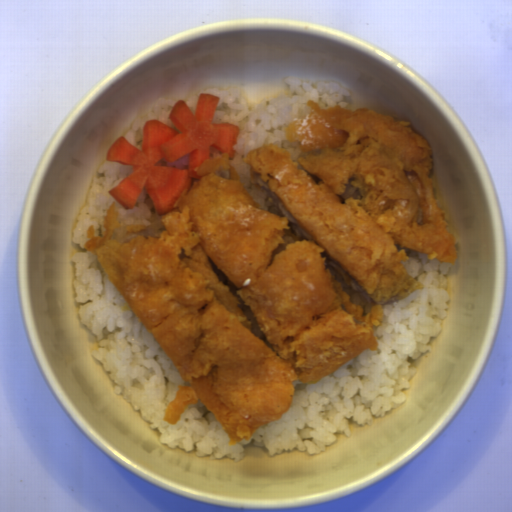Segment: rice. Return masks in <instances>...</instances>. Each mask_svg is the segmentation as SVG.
I'll return each instance as SVG.
<instances>
[{"label":"rice","instance_id":"1","mask_svg":"<svg viewBox=\"0 0 512 512\" xmlns=\"http://www.w3.org/2000/svg\"><path fill=\"white\" fill-rule=\"evenodd\" d=\"M104 176L95 177L84 205L72 228V242L85 252H75L74 287L78 314L82 323L92 332L99 344L91 354L108 373L112 392L121 395L132 410L139 411L148 428L160 432L159 444L184 452L195 450L199 457L209 460L228 457L234 464L243 459L252 440L264 447L269 458L295 450L310 456L320 455L337 440L334 434L351 437L348 419L357 426H372L373 419L385 417L387 411L397 409L407 401L402 390H409V382L418 372L407 360L419 359L423 353H432L427 344L442 331L441 320L448 316L451 296L446 291L445 277L452 264L437 258L428 260V253L405 249L408 260L402 261L409 275L423 284L411 294L383 308V320L374 328L378 347L363 350L358 356L341 365L336 371L317 383L291 382L295 395L287 413L281 418L258 427L249 441L228 445L230 439L214 413L202 404H190L180 414V421L169 424L164 420L168 403L173 402L179 385L191 386L183 380L179 370L164 352L153 334L138 321L132 307L106 275L98 261L84 246L87 230L94 225V235L103 237L107 210L114 202L119 212L120 228H114L111 239L127 243L138 233L126 235L127 226L147 225L141 234L160 237L165 225L158 215L145 186L133 209H126L109 194L133 172V165L106 161L97 170Z\"/></svg>","mask_w":512,"mask_h":512},{"label":"rice","instance_id":"2","mask_svg":"<svg viewBox=\"0 0 512 512\" xmlns=\"http://www.w3.org/2000/svg\"><path fill=\"white\" fill-rule=\"evenodd\" d=\"M284 83L289 86L287 95L281 93L258 103H247L238 84L222 86L220 89L205 87L185 100L195 117L200 93L220 97L212 123L230 122L239 127L236 145H233L236 153L231 158L230 165L235 167L244 187L259 203L260 209L281 218L287 217L278 209L275 195L265 188H256L250 177L251 164L246 163L243 158L252 150L263 146V143H274L279 148H286L293 162L298 158H307L309 151L304 152L299 142H289L285 133L287 125L294 118H306L311 112V106L307 105L310 99L319 104L320 109L326 110L337 105L347 109L349 103L344 97L352 94L338 81L333 80H307L288 76Z\"/></svg>","mask_w":512,"mask_h":512},{"label":"rice","instance_id":"3","mask_svg":"<svg viewBox=\"0 0 512 512\" xmlns=\"http://www.w3.org/2000/svg\"><path fill=\"white\" fill-rule=\"evenodd\" d=\"M177 102L176 99L167 97H159L153 101L132 120L131 127L124 134V138L141 151L143 127L149 120H159L176 132L182 133L169 119Z\"/></svg>","mask_w":512,"mask_h":512}]
</instances>
